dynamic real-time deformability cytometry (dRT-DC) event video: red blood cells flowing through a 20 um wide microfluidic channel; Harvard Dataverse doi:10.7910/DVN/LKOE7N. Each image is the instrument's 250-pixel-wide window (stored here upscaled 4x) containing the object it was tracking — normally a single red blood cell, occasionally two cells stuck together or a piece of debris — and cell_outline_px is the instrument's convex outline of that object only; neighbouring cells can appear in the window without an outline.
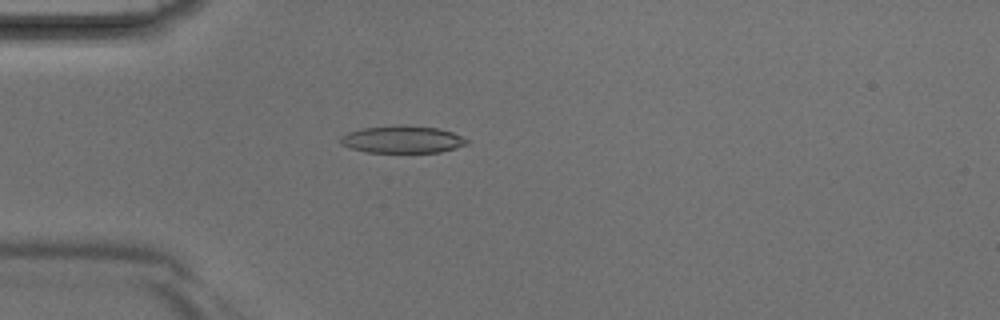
{"species": "Egyptian fruit bat (a non-hibernating species)", "species_latin": "Rousettus aegyptiacus", "temperature_condition": "room temperature", "stored_images_in_passage": 4, "camera_frame_rate_fps": 3000, "um_per_image_px": 0.085, "animal": {"sex": "male"}, "frame": {"image": 1, "passage_image": 4, "time_ms": 1.0, "image_size_px": [1000, 320], "cell_outline_px": [[468, 144], [440, 152], [368, 152], [352, 148], [340, 144], [340, 136], [348, 132], [364, 128], [436, 128], [452, 132], [468, 140]], "centroid_in_image_um": [34.19, 11.9], "position_along_channel_um": 50.8, "area_um2": 18.9}}